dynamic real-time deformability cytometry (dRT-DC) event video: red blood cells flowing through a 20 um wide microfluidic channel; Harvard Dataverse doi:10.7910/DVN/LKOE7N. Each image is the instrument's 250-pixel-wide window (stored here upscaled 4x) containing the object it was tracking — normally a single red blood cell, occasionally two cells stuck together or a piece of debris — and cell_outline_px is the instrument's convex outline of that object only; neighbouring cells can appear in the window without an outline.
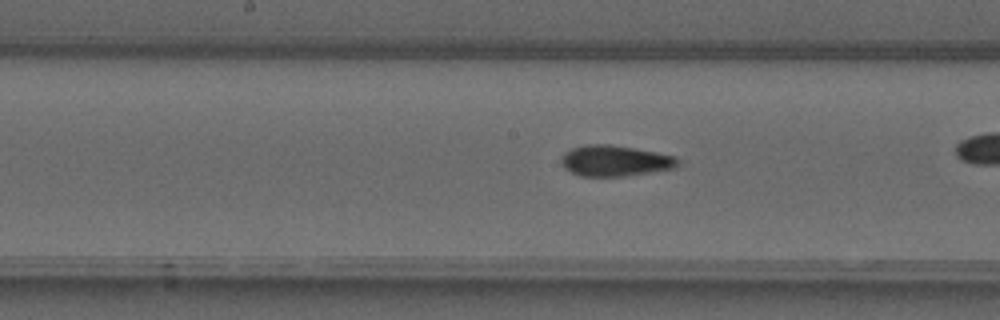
{"species": "common noctule bat (a hibernating species)", "species_latin": "Nyctalus noctula", "temperature_condition": "warm", "stored_images_in_passage": 31, "camera_frame_rate_fps": 3000, "um_per_image_px": 0.085, "animal": {"sex": "male", "forearm_length_mm": 52.5}, "frame": {"image": 1, "passage_image": 18, "time_ms": 5.667, "image_size_px": [1000, 320], "cell_outline_px": [[676, 168], [624, 176], [580, 176], [564, 168], [560, 160], [564, 152], [572, 148], [584, 144], [608, 144], [656, 152], [676, 156]], "centroid_in_image_um": [52.22, 13.66], "position_along_channel_um": 196.0, "area_um2": 20.81}}
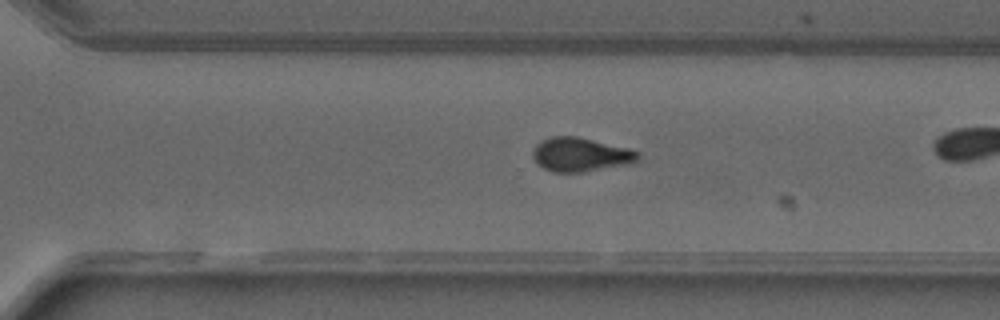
{"frame": {"image": 2, "passage_image": 27, "time_ms": 8.667, "image_size_px": [1000, 320], "cell_outline_px": [[640, 160], [628, 164], [580, 172], [552, 172], [536, 164], [532, 156], [532, 152], [536, 144], [552, 136], [576, 136], [628, 148], [640, 152]], "centroid_in_image_um": [49.34, 13.14], "position_along_channel_um": 321.3, "area_um2": 20.75}}